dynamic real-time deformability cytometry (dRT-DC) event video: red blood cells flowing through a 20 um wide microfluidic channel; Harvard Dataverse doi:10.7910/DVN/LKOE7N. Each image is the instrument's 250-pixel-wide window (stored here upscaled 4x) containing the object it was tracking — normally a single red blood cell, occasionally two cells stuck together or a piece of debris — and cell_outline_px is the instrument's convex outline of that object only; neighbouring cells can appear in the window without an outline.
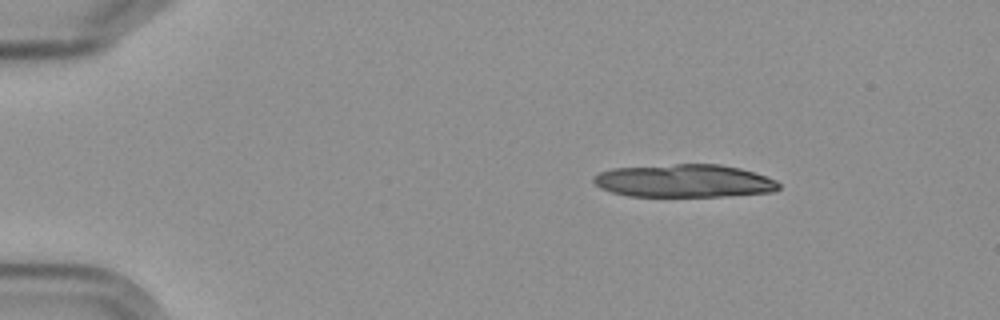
{"species": "Egyptian fruit bat (a non-hibernating species)", "species_latin": "Rousettus aegyptiacus", "temperature_condition": "cold", "stored_images_in_passage": 6, "segment_of_instrument_passage": [1, 2], "camera_frame_rate_fps": 3000, "um_per_image_px": 0.085, "frame": {"image": 1, "passage_image": 1, "time_ms": 0.0, "image_size_px": [1000, 320], "cell_outline_px": [[780, 188], [772, 192], [720, 196], [628, 196], [612, 192], [600, 188], [592, 180], [592, 176], [600, 172], [612, 168], [676, 164], [720, 164], [740, 168], [776, 180], [780, 184]], "centroid_in_image_um": [58.12, 15.37], "position_along_channel_um": 26.9, "area_um2": 35.49}}